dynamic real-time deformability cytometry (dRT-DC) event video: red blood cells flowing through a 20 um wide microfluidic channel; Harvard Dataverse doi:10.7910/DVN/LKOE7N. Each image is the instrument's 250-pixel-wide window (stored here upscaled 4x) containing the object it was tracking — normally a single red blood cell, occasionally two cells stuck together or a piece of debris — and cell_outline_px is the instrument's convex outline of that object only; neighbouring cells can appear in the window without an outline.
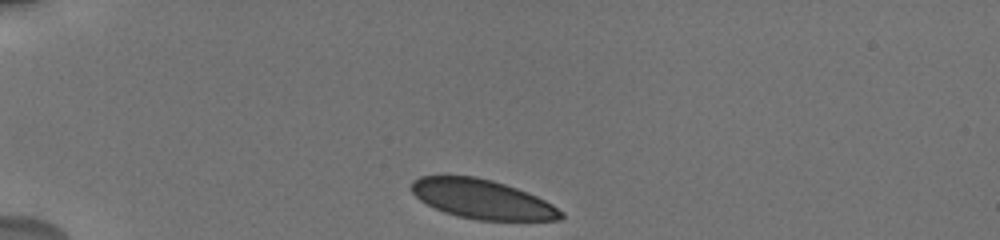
{"species": "human", "species_latin": "Homo sapiens", "temperature_condition": "cold", "stored_images_in_passage": 3, "camera_frame_rate_fps": 3000, "um_per_image_px": 0.085, "donor": {"sex": "male"}, "frame": {"image": 1, "passage_image": 1, "time_ms": 0.0, "image_size_px": [1000, 240], "cell_outline_px": [[564, 216], [560, 220], [476, 220], [444, 212], [420, 200], [412, 192], [412, 180], [420, 176], [476, 176], [492, 180], [528, 192], [552, 204], [564, 212]], "centroid_in_image_um": [41.01, 16.93], "position_along_channel_um": 44.0, "area_um2": 33.99}}